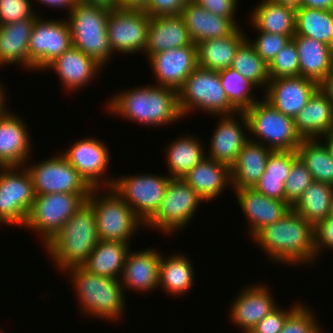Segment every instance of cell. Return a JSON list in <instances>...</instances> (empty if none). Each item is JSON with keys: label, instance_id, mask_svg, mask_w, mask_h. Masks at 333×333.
Here are the masks:
<instances>
[{"label": "cell", "instance_id": "cell-1", "mask_svg": "<svg viewBox=\"0 0 333 333\" xmlns=\"http://www.w3.org/2000/svg\"><path fill=\"white\" fill-rule=\"evenodd\" d=\"M252 240L277 265L305 266L317 260L313 226L292 208L280 220L259 230Z\"/></svg>", "mask_w": 333, "mask_h": 333}, {"label": "cell", "instance_id": "cell-2", "mask_svg": "<svg viewBox=\"0 0 333 333\" xmlns=\"http://www.w3.org/2000/svg\"><path fill=\"white\" fill-rule=\"evenodd\" d=\"M120 91L105 102L106 110L113 116L152 127L169 126L184 119L175 89L148 84Z\"/></svg>", "mask_w": 333, "mask_h": 333}, {"label": "cell", "instance_id": "cell-3", "mask_svg": "<svg viewBox=\"0 0 333 333\" xmlns=\"http://www.w3.org/2000/svg\"><path fill=\"white\" fill-rule=\"evenodd\" d=\"M63 273L69 277L84 315L108 322L124 316L126 296L120 279L94 275L83 266L69 267Z\"/></svg>", "mask_w": 333, "mask_h": 333}, {"label": "cell", "instance_id": "cell-4", "mask_svg": "<svg viewBox=\"0 0 333 333\" xmlns=\"http://www.w3.org/2000/svg\"><path fill=\"white\" fill-rule=\"evenodd\" d=\"M99 242L93 207L86 202L43 248L60 272L82 266Z\"/></svg>", "mask_w": 333, "mask_h": 333}, {"label": "cell", "instance_id": "cell-5", "mask_svg": "<svg viewBox=\"0 0 333 333\" xmlns=\"http://www.w3.org/2000/svg\"><path fill=\"white\" fill-rule=\"evenodd\" d=\"M87 202L94 209L99 240L130 243L139 228L145 227L132 208L112 188H93Z\"/></svg>", "mask_w": 333, "mask_h": 333}, {"label": "cell", "instance_id": "cell-6", "mask_svg": "<svg viewBox=\"0 0 333 333\" xmlns=\"http://www.w3.org/2000/svg\"><path fill=\"white\" fill-rule=\"evenodd\" d=\"M72 45L95 59L104 68L113 59V51L107 37L109 11L78 1L68 13Z\"/></svg>", "mask_w": 333, "mask_h": 333}, {"label": "cell", "instance_id": "cell-7", "mask_svg": "<svg viewBox=\"0 0 333 333\" xmlns=\"http://www.w3.org/2000/svg\"><path fill=\"white\" fill-rule=\"evenodd\" d=\"M179 110L183 118L198 111L209 116L231 115L238 111L229 103L219 72L197 67L178 90ZM198 110V111H197Z\"/></svg>", "mask_w": 333, "mask_h": 333}, {"label": "cell", "instance_id": "cell-8", "mask_svg": "<svg viewBox=\"0 0 333 333\" xmlns=\"http://www.w3.org/2000/svg\"><path fill=\"white\" fill-rule=\"evenodd\" d=\"M261 99L244 111L249 139L273 151H296L303 139L295 128L293 118L279 112L263 97Z\"/></svg>", "mask_w": 333, "mask_h": 333}, {"label": "cell", "instance_id": "cell-9", "mask_svg": "<svg viewBox=\"0 0 333 333\" xmlns=\"http://www.w3.org/2000/svg\"><path fill=\"white\" fill-rule=\"evenodd\" d=\"M86 202L81 194L36 195L23 228L38 232L39 241L45 246Z\"/></svg>", "mask_w": 333, "mask_h": 333}, {"label": "cell", "instance_id": "cell-10", "mask_svg": "<svg viewBox=\"0 0 333 333\" xmlns=\"http://www.w3.org/2000/svg\"><path fill=\"white\" fill-rule=\"evenodd\" d=\"M201 202L205 201L183 179L171 178L160 208L145 228L172 236L190 224Z\"/></svg>", "mask_w": 333, "mask_h": 333}, {"label": "cell", "instance_id": "cell-11", "mask_svg": "<svg viewBox=\"0 0 333 333\" xmlns=\"http://www.w3.org/2000/svg\"><path fill=\"white\" fill-rule=\"evenodd\" d=\"M171 178L164 174L142 173L120 175L112 189L132 208L146 224L160 208Z\"/></svg>", "mask_w": 333, "mask_h": 333}, {"label": "cell", "instance_id": "cell-12", "mask_svg": "<svg viewBox=\"0 0 333 333\" xmlns=\"http://www.w3.org/2000/svg\"><path fill=\"white\" fill-rule=\"evenodd\" d=\"M29 162L24 166L31 176L35 195L73 193L81 194L86 200L90 196L93 188L61 153L38 163Z\"/></svg>", "mask_w": 333, "mask_h": 333}, {"label": "cell", "instance_id": "cell-13", "mask_svg": "<svg viewBox=\"0 0 333 333\" xmlns=\"http://www.w3.org/2000/svg\"><path fill=\"white\" fill-rule=\"evenodd\" d=\"M35 197L25 166L0 167V225L23 228Z\"/></svg>", "mask_w": 333, "mask_h": 333}, {"label": "cell", "instance_id": "cell-14", "mask_svg": "<svg viewBox=\"0 0 333 333\" xmlns=\"http://www.w3.org/2000/svg\"><path fill=\"white\" fill-rule=\"evenodd\" d=\"M42 18L35 19L28 45L29 71L37 73L73 46L66 19Z\"/></svg>", "mask_w": 333, "mask_h": 333}, {"label": "cell", "instance_id": "cell-15", "mask_svg": "<svg viewBox=\"0 0 333 333\" xmlns=\"http://www.w3.org/2000/svg\"><path fill=\"white\" fill-rule=\"evenodd\" d=\"M109 150L103 140L87 136L75 141L61 154L92 188H112L115 177L107 175L112 157Z\"/></svg>", "mask_w": 333, "mask_h": 333}, {"label": "cell", "instance_id": "cell-16", "mask_svg": "<svg viewBox=\"0 0 333 333\" xmlns=\"http://www.w3.org/2000/svg\"><path fill=\"white\" fill-rule=\"evenodd\" d=\"M150 19L142 10L117 8L109 11L107 37L114 55L144 54Z\"/></svg>", "mask_w": 333, "mask_h": 333}, {"label": "cell", "instance_id": "cell-17", "mask_svg": "<svg viewBox=\"0 0 333 333\" xmlns=\"http://www.w3.org/2000/svg\"><path fill=\"white\" fill-rule=\"evenodd\" d=\"M216 117H218V122L209 139L210 145L206 157L231 168L244 144L249 140V134H245L249 132L248 120L244 112ZM237 117L240 121L236 119Z\"/></svg>", "mask_w": 333, "mask_h": 333}, {"label": "cell", "instance_id": "cell-18", "mask_svg": "<svg viewBox=\"0 0 333 333\" xmlns=\"http://www.w3.org/2000/svg\"><path fill=\"white\" fill-rule=\"evenodd\" d=\"M264 283L245 285L230 304L229 318L242 333H249L259 321L279 304Z\"/></svg>", "mask_w": 333, "mask_h": 333}, {"label": "cell", "instance_id": "cell-19", "mask_svg": "<svg viewBox=\"0 0 333 333\" xmlns=\"http://www.w3.org/2000/svg\"><path fill=\"white\" fill-rule=\"evenodd\" d=\"M156 86L179 90L198 67L196 45H187L157 52L148 58Z\"/></svg>", "mask_w": 333, "mask_h": 333}, {"label": "cell", "instance_id": "cell-20", "mask_svg": "<svg viewBox=\"0 0 333 333\" xmlns=\"http://www.w3.org/2000/svg\"><path fill=\"white\" fill-rule=\"evenodd\" d=\"M7 107L0 111V167L24 166L32 158L30 130L23 117Z\"/></svg>", "mask_w": 333, "mask_h": 333}, {"label": "cell", "instance_id": "cell-21", "mask_svg": "<svg viewBox=\"0 0 333 333\" xmlns=\"http://www.w3.org/2000/svg\"><path fill=\"white\" fill-rule=\"evenodd\" d=\"M318 88V83L302 76L270 79L263 90V98L279 112L294 119Z\"/></svg>", "mask_w": 333, "mask_h": 333}, {"label": "cell", "instance_id": "cell-22", "mask_svg": "<svg viewBox=\"0 0 333 333\" xmlns=\"http://www.w3.org/2000/svg\"><path fill=\"white\" fill-rule=\"evenodd\" d=\"M103 69L105 70L95 59L72 46L44 70L54 71L64 90L74 93L89 85Z\"/></svg>", "mask_w": 333, "mask_h": 333}, {"label": "cell", "instance_id": "cell-23", "mask_svg": "<svg viewBox=\"0 0 333 333\" xmlns=\"http://www.w3.org/2000/svg\"><path fill=\"white\" fill-rule=\"evenodd\" d=\"M134 250L126 255L125 264L120 278L123 290L143 294L158 289L159 264L161 252L150 247L143 250Z\"/></svg>", "mask_w": 333, "mask_h": 333}, {"label": "cell", "instance_id": "cell-24", "mask_svg": "<svg viewBox=\"0 0 333 333\" xmlns=\"http://www.w3.org/2000/svg\"><path fill=\"white\" fill-rule=\"evenodd\" d=\"M232 190L241 213L247 218L248 234L251 238L266 225L280 220L291 209L285 201L269 198L254 188Z\"/></svg>", "mask_w": 333, "mask_h": 333}, {"label": "cell", "instance_id": "cell-25", "mask_svg": "<svg viewBox=\"0 0 333 333\" xmlns=\"http://www.w3.org/2000/svg\"><path fill=\"white\" fill-rule=\"evenodd\" d=\"M195 45L180 14L151 17L144 55L147 59L162 51Z\"/></svg>", "mask_w": 333, "mask_h": 333}, {"label": "cell", "instance_id": "cell-26", "mask_svg": "<svg viewBox=\"0 0 333 333\" xmlns=\"http://www.w3.org/2000/svg\"><path fill=\"white\" fill-rule=\"evenodd\" d=\"M182 179L205 202H212L226 191V187H231V170L228 165L205 157Z\"/></svg>", "mask_w": 333, "mask_h": 333}, {"label": "cell", "instance_id": "cell-27", "mask_svg": "<svg viewBox=\"0 0 333 333\" xmlns=\"http://www.w3.org/2000/svg\"><path fill=\"white\" fill-rule=\"evenodd\" d=\"M293 121L302 139H321L331 131L333 104L318 88Z\"/></svg>", "mask_w": 333, "mask_h": 333}, {"label": "cell", "instance_id": "cell-28", "mask_svg": "<svg viewBox=\"0 0 333 333\" xmlns=\"http://www.w3.org/2000/svg\"><path fill=\"white\" fill-rule=\"evenodd\" d=\"M180 15L195 45L204 40L227 37L238 28L230 19L208 12L197 2H189Z\"/></svg>", "mask_w": 333, "mask_h": 333}, {"label": "cell", "instance_id": "cell-29", "mask_svg": "<svg viewBox=\"0 0 333 333\" xmlns=\"http://www.w3.org/2000/svg\"><path fill=\"white\" fill-rule=\"evenodd\" d=\"M273 150L248 140L231 166V188H254L265 172L268 157Z\"/></svg>", "mask_w": 333, "mask_h": 333}, {"label": "cell", "instance_id": "cell-30", "mask_svg": "<svg viewBox=\"0 0 333 333\" xmlns=\"http://www.w3.org/2000/svg\"><path fill=\"white\" fill-rule=\"evenodd\" d=\"M36 18L0 25V67L21 65L29 70L28 45Z\"/></svg>", "mask_w": 333, "mask_h": 333}, {"label": "cell", "instance_id": "cell-31", "mask_svg": "<svg viewBox=\"0 0 333 333\" xmlns=\"http://www.w3.org/2000/svg\"><path fill=\"white\" fill-rule=\"evenodd\" d=\"M298 50L300 76L320 84L333 65V48L305 36H293Z\"/></svg>", "mask_w": 333, "mask_h": 333}, {"label": "cell", "instance_id": "cell-32", "mask_svg": "<svg viewBox=\"0 0 333 333\" xmlns=\"http://www.w3.org/2000/svg\"><path fill=\"white\" fill-rule=\"evenodd\" d=\"M241 28L238 27L227 37L204 40L196 44L198 66L217 72L231 67L238 47L247 37Z\"/></svg>", "mask_w": 333, "mask_h": 333}, {"label": "cell", "instance_id": "cell-33", "mask_svg": "<svg viewBox=\"0 0 333 333\" xmlns=\"http://www.w3.org/2000/svg\"><path fill=\"white\" fill-rule=\"evenodd\" d=\"M193 266L192 260L180 252L168 257L161 254L158 289L162 288L163 292L174 297L185 296L196 283Z\"/></svg>", "mask_w": 333, "mask_h": 333}, {"label": "cell", "instance_id": "cell-34", "mask_svg": "<svg viewBox=\"0 0 333 333\" xmlns=\"http://www.w3.org/2000/svg\"><path fill=\"white\" fill-rule=\"evenodd\" d=\"M199 138L184 134L168 143L165 164L170 178L182 179L206 157L205 147Z\"/></svg>", "mask_w": 333, "mask_h": 333}, {"label": "cell", "instance_id": "cell-35", "mask_svg": "<svg viewBox=\"0 0 333 333\" xmlns=\"http://www.w3.org/2000/svg\"><path fill=\"white\" fill-rule=\"evenodd\" d=\"M131 243L99 240L87 261L82 265L94 275L120 279Z\"/></svg>", "mask_w": 333, "mask_h": 333}, {"label": "cell", "instance_id": "cell-36", "mask_svg": "<svg viewBox=\"0 0 333 333\" xmlns=\"http://www.w3.org/2000/svg\"><path fill=\"white\" fill-rule=\"evenodd\" d=\"M249 14V22L258 31L295 35L296 11L292 8L270 0H260Z\"/></svg>", "mask_w": 333, "mask_h": 333}, {"label": "cell", "instance_id": "cell-37", "mask_svg": "<svg viewBox=\"0 0 333 333\" xmlns=\"http://www.w3.org/2000/svg\"><path fill=\"white\" fill-rule=\"evenodd\" d=\"M333 186L314 181L291 207L313 227L330 216Z\"/></svg>", "mask_w": 333, "mask_h": 333}, {"label": "cell", "instance_id": "cell-38", "mask_svg": "<svg viewBox=\"0 0 333 333\" xmlns=\"http://www.w3.org/2000/svg\"><path fill=\"white\" fill-rule=\"evenodd\" d=\"M295 34L333 48V15L330 10L300 7L296 10Z\"/></svg>", "mask_w": 333, "mask_h": 333}, {"label": "cell", "instance_id": "cell-39", "mask_svg": "<svg viewBox=\"0 0 333 333\" xmlns=\"http://www.w3.org/2000/svg\"><path fill=\"white\" fill-rule=\"evenodd\" d=\"M296 152L314 181L333 186V158L320 139H303Z\"/></svg>", "mask_w": 333, "mask_h": 333}, {"label": "cell", "instance_id": "cell-40", "mask_svg": "<svg viewBox=\"0 0 333 333\" xmlns=\"http://www.w3.org/2000/svg\"><path fill=\"white\" fill-rule=\"evenodd\" d=\"M219 78L229 103L238 112H244L260 100L253 94V90H258L259 87L235 69L229 67L219 71Z\"/></svg>", "mask_w": 333, "mask_h": 333}, {"label": "cell", "instance_id": "cell-41", "mask_svg": "<svg viewBox=\"0 0 333 333\" xmlns=\"http://www.w3.org/2000/svg\"><path fill=\"white\" fill-rule=\"evenodd\" d=\"M231 68L250 79L259 89L265 90L269 84L268 65L258 56L247 39L238 47Z\"/></svg>", "mask_w": 333, "mask_h": 333}, {"label": "cell", "instance_id": "cell-42", "mask_svg": "<svg viewBox=\"0 0 333 333\" xmlns=\"http://www.w3.org/2000/svg\"><path fill=\"white\" fill-rule=\"evenodd\" d=\"M268 74L270 79L300 76L298 50L292 39L268 65Z\"/></svg>", "mask_w": 333, "mask_h": 333}, {"label": "cell", "instance_id": "cell-43", "mask_svg": "<svg viewBox=\"0 0 333 333\" xmlns=\"http://www.w3.org/2000/svg\"><path fill=\"white\" fill-rule=\"evenodd\" d=\"M313 182L312 174L297 157L293 161L289 176L285 181V202L292 207Z\"/></svg>", "mask_w": 333, "mask_h": 333}, {"label": "cell", "instance_id": "cell-44", "mask_svg": "<svg viewBox=\"0 0 333 333\" xmlns=\"http://www.w3.org/2000/svg\"><path fill=\"white\" fill-rule=\"evenodd\" d=\"M249 24L254 29L252 31H257L259 35L257 34L254 39L249 37H246V39L267 65L271 63L277 53L293 38V36L258 31L250 22Z\"/></svg>", "mask_w": 333, "mask_h": 333}, {"label": "cell", "instance_id": "cell-45", "mask_svg": "<svg viewBox=\"0 0 333 333\" xmlns=\"http://www.w3.org/2000/svg\"><path fill=\"white\" fill-rule=\"evenodd\" d=\"M302 303L286 318L280 333H324L313 309Z\"/></svg>", "mask_w": 333, "mask_h": 333}, {"label": "cell", "instance_id": "cell-46", "mask_svg": "<svg viewBox=\"0 0 333 333\" xmlns=\"http://www.w3.org/2000/svg\"><path fill=\"white\" fill-rule=\"evenodd\" d=\"M31 1L32 0H0V25L37 18L39 15L41 16V14L32 7Z\"/></svg>", "mask_w": 333, "mask_h": 333}, {"label": "cell", "instance_id": "cell-47", "mask_svg": "<svg viewBox=\"0 0 333 333\" xmlns=\"http://www.w3.org/2000/svg\"><path fill=\"white\" fill-rule=\"evenodd\" d=\"M298 157L296 151H272L268 157L262 176L284 177V184L289 176L293 161Z\"/></svg>", "mask_w": 333, "mask_h": 333}, {"label": "cell", "instance_id": "cell-48", "mask_svg": "<svg viewBox=\"0 0 333 333\" xmlns=\"http://www.w3.org/2000/svg\"><path fill=\"white\" fill-rule=\"evenodd\" d=\"M295 302L290 309H284L278 305L268 315H266L249 333H280L283 329L286 318L300 305Z\"/></svg>", "mask_w": 333, "mask_h": 333}, {"label": "cell", "instance_id": "cell-49", "mask_svg": "<svg viewBox=\"0 0 333 333\" xmlns=\"http://www.w3.org/2000/svg\"><path fill=\"white\" fill-rule=\"evenodd\" d=\"M316 258L326 250L333 251V218L328 217L313 227ZM326 249V250H325ZM322 251V252H321Z\"/></svg>", "mask_w": 333, "mask_h": 333}, {"label": "cell", "instance_id": "cell-50", "mask_svg": "<svg viewBox=\"0 0 333 333\" xmlns=\"http://www.w3.org/2000/svg\"><path fill=\"white\" fill-rule=\"evenodd\" d=\"M239 0H198L197 3L208 12L230 19L237 27L236 12Z\"/></svg>", "mask_w": 333, "mask_h": 333}, {"label": "cell", "instance_id": "cell-51", "mask_svg": "<svg viewBox=\"0 0 333 333\" xmlns=\"http://www.w3.org/2000/svg\"><path fill=\"white\" fill-rule=\"evenodd\" d=\"M254 189L269 198L285 201L284 177L261 176Z\"/></svg>", "mask_w": 333, "mask_h": 333}, {"label": "cell", "instance_id": "cell-52", "mask_svg": "<svg viewBox=\"0 0 333 333\" xmlns=\"http://www.w3.org/2000/svg\"><path fill=\"white\" fill-rule=\"evenodd\" d=\"M188 0H149L144 10L150 17L180 14Z\"/></svg>", "mask_w": 333, "mask_h": 333}, {"label": "cell", "instance_id": "cell-53", "mask_svg": "<svg viewBox=\"0 0 333 333\" xmlns=\"http://www.w3.org/2000/svg\"><path fill=\"white\" fill-rule=\"evenodd\" d=\"M41 5H45L51 8H64L69 13L76 5L79 0H35Z\"/></svg>", "mask_w": 333, "mask_h": 333}, {"label": "cell", "instance_id": "cell-54", "mask_svg": "<svg viewBox=\"0 0 333 333\" xmlns=\"http://www.w3.org/2000/svg\"><path fill=\"white\" fill-rule=\"evenodd\" d=\"M81 3L88 4L108 11L120 8L119 0H79Z\"/></svg>", "mask_w": 333, "mask_h": 333}, {"label": "cell", "instance_id": "cell-55", "mask_svg": "<svg viewBox=\"0 0 333 333\" xmlns=\"http://www.w3.org/2000/svg\"><path fill=\"white\" fill-rule=\"evenodd\" d=\"M301 7L331 11L333 0H301Z\"/></svg>", "mask_w": 333, "mask_h": 333}, {"label": "cell", "instance_id": "cell-56", "mask_svg": "<svg viewBox=\"0 0 333 333\" xmlns=\"http://www.w3.org/2000/svg\"><path fill=\"white\" fill-rule=\"evenodd\" d=\"M319 88L327 95L333 104V65L326 78L319 84Z\"/></svg>", "mask_w": 333, "mask_h": 333}, {"label": "cell", "instance_id": "cell-57", "mask_svg": "<svg viewBox=\"0 0 333 333\" xmlns=\"http://www.w3.org/2000/svg\"><path fill=\"white\" fill-rule=\"evenodd\" d=\"M149 0H119V6L122 9L142 10L148 6Z\"/></svg>", "mask_w": 333, "mask_h": 333}, {"label": "cell", "instance_id": "cell-58", "mask_svg": "<svg viewBox=\"0 0 333 333\" xmlns=\"http://www.w3.org/2000/svg\"><path fill=\"white\" fill-rule=\"evenodd\" d=\"M272 2L285 5L295 11L301 7V0H270Z\"/></svg>", "mask_w": 333, "mask_h": 333}, {"label": "cell", "instance_id": "cell-59", "mask_svg": "<svg viewBox=\"0 0 333 333\" xmlns=\"http://www.w3.org/2000/svg\"><path fill=\"white\" fill-rule=\"evenodd\" d=\"M0 81V111L6 106L7 104V91L4 85Z\"/></svg>", "mask_w": 333, "mask_h": 333}, {"label": "cell", "instance_id": "cell-60", "mask_svg": "<svg viewBox=\"0 0 333 333\" xmlns=\"http://www.w3.org/2000/svg\"><path fill=\"white\" fill-rule=\"evenodd\" d=\"M320 140L327 146V149L331 157L333 158V138L329 134H327L324 135Z\"/></svg>", "mask_w": 333, "mask_h": 333}, {"label": "cell", "instance_id": "cell-61", "mask_svg": "<svg viewBox=\"0 0 333 333\" xmlns=\"http://www.w3.org/2000/svg\"><path fill=\"white\" fill-rule=\"evenodd\" d=\"M331 218H333V200H332V206H331V211H330V216Z\"/></svg>", "mask_w": 333, "mask_h": 333}, {"label": "cell", "instance_id": "cell-62", "mask_svg": "<svg viewBox=\"0 0 333 333\" xmlns=\"http://www.w3.org/2000/svg\"><path fill=\"white\" fill-rule=\"evenodd\" d=\"M329 135L333 138V123H332L331 131L329 132Z\"/></svg>", "mask_w": 333, "mask_h": 333}, {"label": "cell", "instance_id": "cell-63", "mask_svg": "<svg viewBox=\"0 0 333 333\" xmlns=\"http://www.w3.org/2000/svg\"><path fill=\"white\" fill-rule=\"evenodd\" d=\"M189 2H197L198 0H188Z\"/></svg>", "mask_w": 333, "mask_h": 333}]
</instances>
